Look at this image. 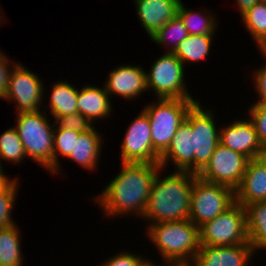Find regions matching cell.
I'll list each match as a JSON object with an SVG mask.
<instances>
[{
	"label": "cell",
	"mask_w": 266,
	"mask_h": 266,
	"mask_svg": "<svg viewBox=\"0 0 266 266\" xmlns=\"http://www.w3.org/2000/svg\"><path fill=\"white\" fill-rule=\"evenodd\" d=\"M120 172L94 196V202L106 218L138 217L145 211L159 163L121 162ZM116 217V218H115Z\"/></svg>",
	"instance_id": "cell-1"
},
{
	"label": "cell",
	"mask_w": 266,
	"mask_h": 266,
	"mask_svg": "<svg viewBox=\"0 0 266 266\" xmlns=\"http://www.w3.org/2000/svg\"><path fill=\"white\" fill-rule=\"evenodd\" d=\"M161 168L154 178L141 220L147 224L189 219L194 173Z\"/></svg>",
	"instance_id": "cell-2"
},
{
	"label": "cell",
	"mask_w": 266,
	"mask_h": 266,
	"mask_svg": "<svg viewBox=\"0 0 266 266\" xmlns=\"http://www.w3.org/2000/svg\"><path fill=\"white\" fill-rule=\"evenodd\" d=\"M145 229L164 263H193L201 245L199 227L189 219L154 223Z\"/></svg>",
	"instance_id": "cell-3"
},
{
	"label": "cell",
	"mask_w": 266,
	"mask_h": 266,
	"mask_svg": "<svg viewBox=\"0 0 266 266\" xmlns=\"http://www.w3.org/2000/svg\"><path fill=\"white\" fill-rule=\"evenodd\" d=\"M47 115L44 110L17 113L14 127L17 129L27 159L42 166L46 172L52 173L55 121L51 124Z\"/></svg>",
	"instance_id": "cell-4"
},
{
	"label": "cell",
	"mask_w": 266,
	"mask_h": 266,
	"mask_svg": "<svg viewBox=\"0 0 266 266\" xmlns=\"http://www.w3.org/2000/svg\"><path fill=\"white\" fill-rule=\"evenodd\" d=\"M146 103L153 149L161 156L169 147L178 127L185 121L190 108L199 99H155Z\"/></svg>",
	"instance_id": "cell-5"
},
{
	"label": "cell",
	"mask_w": 266,
	"mask_h": 266,
	"mask_svg": "<svg viewBox=\"0 0 266 266\" xmlns=\"http://www.w3.org/2000/svg\"><path fill=\"white\" fill-rule=\"evenodd\" d=\"M146 71L147 93L156 99H196L188 91L185 66L173 52H163ZM150 91V92H149Z\"/></svg>",
	"instance_id": "cell-6"
},
{
	"label": "cell",
	"mask_w": 266,
	"mask_h": 266,
	"mask_svg": "<svg viewBox=\"0 0 266 266\" xmlns=\"http://www.w3.org/2000/svg\"><path fill=\"white\" fill-rule=\"evenodd\" d=\"M201 246H234L249 243L245 207L234 202L216 218L199 227Z\"/></svg>",
	"instance_id": "cell-7"
},
{
	"label": "cell",
	"mask_w": 266,
	"mask_h": 266,
	"mask_svg": "<svg viewBox=\"0 0 266 266\" xmlns=\"http://www.w3.org/2000/svg\"><path fill=\"white\" fill-rule=\"evenodd\" d=\"M235 202L234 190L228 186L204 181L194 174L189 220L200 227L216 218Z\"/></svg>",
	"instance_id": "cell-8"
},
{
	"label": "cell",
	"mask_w": 266,
	"mask_h": 266,
	"mask_svg": "<svg viewBox=\"0 0 266 266\" xmlns=\"http://www.w3.org/2000/svg\"><path fill=\"white\" fill-rule=\"evenodd\" d=\"M46 87L39 74L17 62L10 72L7 92L2 100L16 104V113L47 111L43 99L47 97Z\"/></svg>",
	"instance_id": "cell-9"
},
{
	"label": "cell",
	"mask_w": 266,
	"mask_h": 266,
	"mask_svg": "<svg viewBox=\"0 0 266 266\" xmlns=\"http://www.w3.org/2000/svg\"><path fill=\"white\" fill-rule=\"evenodd\" d=\"M197 101L188 111L186 121L193 130L194 174H198L208 163L220 143V124L213 107L206 108Z\"/></svg>",
	"instance_id": "cell-10"
},
{
	"label": "cell",
	"mask_w": 266,
	"mask_h": 266,
	"mask_svg": "<svg viewBox=\"0 0 266 266\" xmlns=\"http://www.w3.org/2000/svg\"><path fill=\"white\" fill-rule=\"evenodd\" d=\"M248 161L245 155L219 143L197 176L204 181L225 185L235 190L241 183Z\"/></svg>",
	"instance_id": "cell-11"
},
{
	"label": "cell",
	"mask_w": 266,
	"mask_h": 266,
	"mask_svg": "<svg viewBox=\"0 0 266 266\" xmlns=\"http://www.w3.org/2000/svg\"><path fill=\"white\" fill-rule=\"evenodd\" d=\"M120 146V161L159 163L160 155L153 149L151 128L147 114L141 110L129 123Z\"/></svg>",
	"instance_id": "cell-12"
},
{
	"label": "cell",
	"mask_w": 266,
	"mask_h": 266,
	"mask_svg": "<svg viewBox=\"0 0 266 266\" xmlns=\"http://www.w3.org/2000/svg\"><path fill=\"white\" fill-rule=\"evenodd\" d=\"M108 74L103 84L111 99L118 96L128 102L136 101L147 92L146 70L140 64L114 66Z\"/></svg>",
	"instance_id": "cell-13"
},
{
	"label": "cell",
	"mask_w": 266,
	"mask_h": 266,
	"mask_svg": "<svg viewBox=\"0 0 266 266\" xmlns=\"http://www.w3.org/2000/svg\"><path fill=\"white\" fill-rule=\"evenodd\" d=\"M220 144L245 155L249 160L255 159L262 149L254 125L249 119H235L220 127Z\"/></svg>",
	"instance_id": "cell-14"
},
{
	"label": "cell",
	"mask_w": 266,
	"mask_h": 266,
	"mask_svg": "<svg viewBox=\"0 0 266 266\" xmlns=\"http://www.w3.org/2000/svg\"><path fill=\"white\" fill-rule=\"evenodd\" d=\"M250 243L234 246H200L193 261L195 266H247L255 259ZM254 256V257H253Z\"/></svg>",
	"instance_id": "cell-15"
},
{
	"label": "cell",
	"mask_w": 266,
	"mask_h": 266,
	"mask_svg": "<svg viewBox=\"0 0 266 266\" xmlns=\"http://www.w3.org/2000/svg\"><path fill=\"white\" fill-rule=\"evenodd\" d=\"M193 134L191 125L185 120L178 127L169 147L160 156L161 168L168 169L171 162L174 171L194 173Z\"/></svg>",
	"instance_id": "cell-16"
},
{
	"label": "cell",
	"mask_w": 266,
	"mask_h": 266,
	"mask_svg": "<svg viewBox=\"0 0 266 266\" xmlns=\"http://www.w3.org/2000/svg\"><path fill=\"white\" fill-rule=\"evenodd\" d=\"M136 8L137 20L147 36L153 34L177 15L182 0H132Z\"/></svg>",
	"instance_id": "cell-17"
},
{
	"label": "cell",
	"mask_w": 266,
	"mask_h": 266,
	"mask_svg": "<svg viewBox=\"0 0 266 266\" xmlns=\"http://www.w3.org/2000/svg\"><path fill=\"white\" fill-rule=\"evenodd\" d=\"M112 99L107 93L104 85H82L78 88L77 108L78 113L84 115L93 125L99 120L108 119L113 113Z\"/></svg>",
	"instance_id": "cell-18"
},
{
	"label": "cell",
	"mask_w": 266,
	"mask_h": 266,
	"mask_svg": "<svg viewBox=\"0 0 266 266\" xmlns=\"http://www.w3.org/2000/svg\"><path fill=\"white\" fill-rule=\"evenodd\" d=\"M101 136L96 126L80 135H74L73 152L67 158L87 171H97L104 144Z\"/></svg>",
	"instance_id": "cell-19"
},
{
	"label": "cell",
	"mask_w": 266,
	"mask_h": 266,
	"mask_svg": "<svg viewBox=\"0 0 266 266\" xmlns=\"http://www.w3.org/2000/svg\"><path fill=\"white\" fill-rule=\"evenodd\" d=\"M234 194L235 202L243 207L253 202L266 201V171L255 159L248 161Z\"/></svg>",
	"instance_id": "cell-20"
},
{
	"label": "cell",
	"mask_w": 266,
	"mask_h": 266,
	"mask_svg": "<svg viewBox=\"0 0 266 266\" xmlns=\"http://www.w3.org/2000/svg\"><path fill=\"white\" fill-rule=\"evenodd\" d=\"M64 80V81H63ZM61 79L50 86L51 92L46 102L49 106V113L53 121H57L61 116L78 113L77 98L78 88L73 83Z\"/></svg>",
	"instance_id": "cell-21"
},
{
	"label": "cell",
	"mask_w": 266,
	"mask_h": 266,
	"mask_svg": "<svg viewBox=\"0 0 266 266\" xmlns=\"http://www.w3.org/2000/svg\"><path fill=\"white\" fill-rule=\"evenodd\" d=\"M186 3L180 2L177 15L183 21L189 35H215L218 28V17L208 9L198 12L187 8Z\"/></svg>",
	"instance_id": "cell-22"
},
{
	"label": "cell",
	"mask_w": 266,
	"mask_h": 266,
	"mask_svg": "<svg viewBox=\"0 0 266 266\" xmlns=\"http://www.w3.org/2000/svg\"><path fill=\"white\" fill-rule=\"evenodd\" d=\"M216 35H189L178 44L173 53L186 67L191 63L196 65L207 61L210 49Z\"/></svg>",
	"instance_id": "cell-23"
},
{
	"label": "cell",
	"mask_w": 266,
	"mask_h": 266,
	"mask_svg": "<svg viewBox=\"0 0 266 266\" xmlns=\"http://www.w3.org/2000/svg\"><path fill=\"white\" fill-rule=\"evenodd\" d=\"M249 243L259 253L266 251V201L245 206Z\"/></svg>",
	"instance_id": "cell-24"
},
{
	"label": "cell",
	"mask_w": 266,
	"mask_h": 266,
	"mask_svg": "<svg viewBox=\"0 0 266 266\" xmlns=\"http://www.w3.org/2000/svg\"><path fill=\"white\" fill-rule=\"evenodd\" d=\"M20 230L17 223L0 229V266H23L25 264Z\"/></svg>",
	"instance_id": "cell-25"
},
{
	"label": "cell",
	"mask_w": 266,
	"mask_h": 266,
	"mask_svg": "<svg viewBox=\"0 0 266 266\" xmlns=\"http://www.w3.org/2000/svg\"><path fill=\"white\" fill-rule=\"evenodd\" d=\"M188 36L189 33L184 27L183 21L176 15L158 29L153 36L150 37V40L157 44V46H161L162 49H167L165 52H173L178 44Z\"/></svg>",
	"instance_id": "cell-26"
},
{
	"label": "cell",
	"mask_w": 266,
	"mask_h": 266,
	"mask_svg": "<svg viewBox=\"0 0 266 266\" xmlns=\"http://www.w3.org/2000/svg\"><path fill=\"white\" fill-rule=\"evenodd\" d=\"M24 159H27L24 147L17 129L12 125L0 134V161L16 166L22 164Z\"/></svg>",
	"instance_id": "cell-27"
},
{
	"label": "cell",
	"mask_w": 266,
	"mask_h": 266,
	"mask_svg": "<svg viewBox=\"0 0 266 266\" xmlns=\"http://www.w3.org/2000/svg\"><path fill=\"white\" fill-rule=\"evenodd\" d=\"M19 177H13L3 187L0 188V229L9 227L16 222L12 213L16 206L17 194L19 193Z\"/></svg>",
	"instance_id": "cell-28"
},
{
	"label": "cell",
	"mask_w": 266,
	"mask_h": 266,
	"mask_svg": "<svg viewBox=\"0 0 266 266\" xmlns=\"http://www.w3.org/2000/svg\"><path fill=\"white\" fill-rule=\"evenodd\" d=\"M82 132L69 130L66 128H61L55 122L54 128V144H53V151H54V171L51 173L53 175H61L63 169L61 168V159L66 158L73 152V145H74V135H80ZM60 156V157H59Z\"/></svg>",
	"instance_id": "cell-29"
},
{
	"label": "cell",
	"mask_w": 266,
	"mask_h": 266,
	"mask_svg": "<svg viewBox=\"0 0 266 266\" xmlns=\"http://www.w3.org/2000/svg\"><path fill=\"white\" fill-rule=\"evenodd\" d=\"M253 43L257 45L266 35V2H258L241 16Z\"/></svg>",
	"instance_id": "cell-30"
},
{
	"label": "cell",
	"mask_w": 266,
	"mask_h": 266,
	"mask_svg": "<svg viewBox=\"0 0 266 266\" xmlns=\"http://www.w3.org/2000/svg\"><path fill=\"white\" fill-rule=\"evenodd\" d=\"M247 111V116L254 125L260 144L266 147V104L253 103Z\"/></svg>",
	"instance_id": "cell-31"
},
{
	"label": "cell",
	"mask_w": 266,
	"mask_h": 266,
	"mask_svg": "<svg viewBox=\"0 0 266 266\" xmlns=\"http://www.w3.org/2000/svg\"><path fill=\"white\" fill-rule=\"evenodd\" d=\"M144 254H138L135 252H130L128 250H121L116 252L113 256L100 263L99 266H140L141 263L147 258L143 256Z\"/></svg>",
	"instance_id": "cell-32"
},
{
	"label": "cell",
	"mask_w": 266,
	"mask_h": 266,
	"mask_svg": "<svg viewBox=\"0 0 266 266\" xmlns=\"http://www.w3.org/2000/svg\"><path fill=\"white\" fill-rule=\"evenodd\" d=\"M56 123L61 128L74 130L78 132H86L92 129L93 125L84 115L80 113H73L70 115L61 116Z\"/></svg>",
	"instance_id": "cell-33"
},
{
	"label": "cell",
	"mask_w": 266,
	"mask_h": 266,
	"mask_svg": "<svg viewBox=\"0 0 266 266\" xmlns=\"http://www.w3.org/2000/svg\"><path fill=\"white\" fill-rule=\"evenodd\" d=\"M266 59V56H261ZM252 82L255 87L256 95L258 96L254 103L266 104V62L265 65L254 68L252 72ZM259 98V99H258Z\"/></svg>",
	"instance_id": "cell-34"
},
{
	"label": "cell",
	"mask_w": 266,
	"mask_h": 266,
	"mask_svg": "<svg viewBox=\"0 0 266 266\" xmlns=\"http://www.w3.org/2000/svg\"><path fill=\"white\" fill-rule=\"evenodd\" d=\"M17 62L11 60V57H8L7 53L0 49V99L2 100L7 92L9 75L12 70V67Z\"/></svg>",
	"instance_id": "cell-35"
},
{
	"label": "cell",
	"mask_w": 266,
	"mask_h": 266,
	"mask_svg": "<svg viewBox=\"0 0 266 266\" xmlns=\"http://www.w3.org/2000/svg\"><path fill=\"white\" fill-rule=\"evenodd\" d=\"M237 4L238 12L240 13V17L246 13L250 8H252L259 0H234Z\"/></svg>",
	"instance_id": "cell-36"
},
{
	"label": "cell",
	"mask_w": 266,
	"mask_h": 266,
	"mask_svg": "<svg viewBox=\"0 0 266 266\" xmlns=\"http://www.w3.org/2000/svg\"><path fill=\"white\" fill-rule=\"evenodd\" d=\"M255 160L265 169L266 171V147H262V149L257 153Z\"/></svg>",
	"instance_id": "cell-37"
},
{
	"label": "cell",
	"mask_w": 266,
	"mask_h": 266,
	"mask_svg": "<svg viewBox=\"0 0 266 266\" xmlns=\"http://www.w3.org/2000/svg\"><path fill=\"white\" fill-rule=\"evenodd\" d=\"M257 46V49H259L258 51L261 53L260 55L262 56H266V35L264 36V38L257 44L255 45Z\"/></svg>",
	"instance_id": "cell-38"
},
{
	"label": "cell",
	"mask_w": 266,
	"mask_h": 266,
	"mask_svg": "<svg viewBox=\"0 0 266 266\" xmlns=\"http://www.w3.org/2000/svg\"><path fill=\"white\" fill-rule=\"evenodd\" d=\"M154 260H152L151 259V257L150 258H146L142 263H141V265L140 266H164V262L162 261V263H160V264H158V263H155V262H153Z\"/></svg>",
	"instance_id": "cell-39"
},
{
	"label": "cell",
	"mask_w": 266,
	"mask_h": 266,
	"mask_svg": "<svg viewBox=\"0 0 266 266\" xmlns=\"http://www.w3.org/2000/svg\"><path fill=\"white\" fill-rule=\"evenodd\" d=\"M11 178L8 174H0V188L3 187Z\"/></svg>",
	"instance_id": "cell-40"
},
{
	"label": "cell",
	"mask_w": 266,
	"mask_h": 266,
	"mask_svg": "<svg viewBox=\"0 0 266 266\" xmlns=\"http://www.w3.org/2000/svg\"><path fill=\"white\" fill-rule=\"evenodd\" d=\"M164 266H195L193 263H164Z\"/></svg>",
	"instance_id": "cell-41"
},
{
	"label": "cell",
	"mask_w": 266,
	"mask_h": 266,
	"mask_svg": "<svg viewBox=\"0 0 266 266\" xmlns=\"http://www.w3.org/2000/svg\"><path fill=\"white\" fill-rule=\"evenodd\" d=\"M0 10H1V7H0ZM3 14V15H2ZM4 18H5V15H4V13H3V11L1 12L0 11V24H1V26L3 25V23L5 22V21H7V20H4ZM3 20V21H2Z\"/></svg>",
	"instance_id": "cell-42"
},
{
	"label": "cell",
	"mask_w": 266,
	"mask_h": 266,
	"mask_svg": "<svg viewBox=\"0 0 266 266\" xmlns=\"http://www.w3.org/2000/svg\"><path fill=\"white\" fill-rule=\"evenodd\" d=\"M3 167H4V166H3V164H2L1 161H0V174H7V173L5 172V170H4Z\"/></svg>",
	"instance_id": "cell-43"
}]
</instances>
